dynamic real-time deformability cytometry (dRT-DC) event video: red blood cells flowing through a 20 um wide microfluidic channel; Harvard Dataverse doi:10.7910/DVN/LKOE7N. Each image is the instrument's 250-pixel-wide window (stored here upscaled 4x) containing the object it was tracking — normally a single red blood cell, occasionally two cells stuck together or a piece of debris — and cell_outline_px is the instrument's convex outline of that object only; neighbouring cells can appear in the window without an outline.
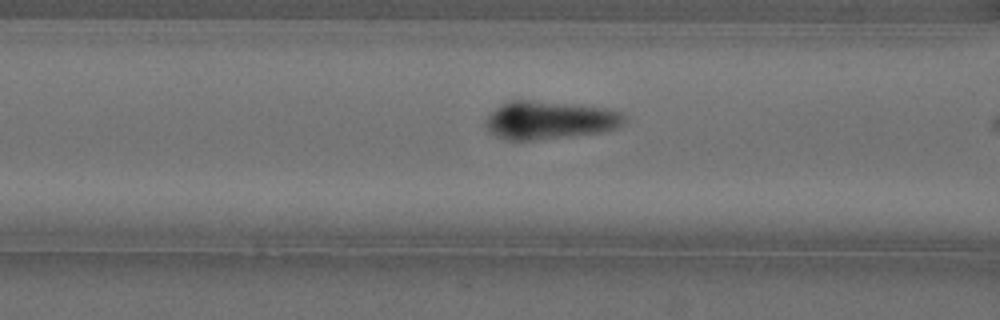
{"species": "Egyptian fruit bat (a non-hibernating species)", "species_latin": "Rousettus aegyptiacus", "temperature_condition": "cold", "stored_images_in_passage": 17, "camera_frame_rate_fps": 3000, "um_per_image_px": 0.085, "animal": {"sex": "female"}, "frame": {"image": 1, "passage_image": 15, "time_ms": 4.667, "image_size_px": [1000, 320], "cell_outline_px": [[628, 120], [620, 128], [604, 132], [532, 140], [508, 140], [496, 136], [488, 132], [484, 124], [488, 116], [500, 104], [512, 100], [532, 100], [576, 104], [608, 108], [620, 112], [628, 116]], "centroid_in_image_um": [46.77, 10.21], "position_along_channel_um": 119.8, "area_um2": 31.27}}